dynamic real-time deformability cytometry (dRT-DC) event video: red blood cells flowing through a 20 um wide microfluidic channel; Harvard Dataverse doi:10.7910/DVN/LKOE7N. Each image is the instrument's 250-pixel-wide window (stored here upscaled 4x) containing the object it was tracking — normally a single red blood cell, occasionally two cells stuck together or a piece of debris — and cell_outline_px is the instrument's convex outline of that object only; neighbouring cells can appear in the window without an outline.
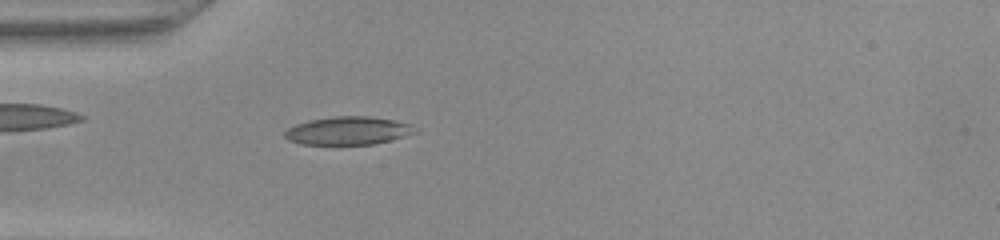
{"species": "common noctule bat (a hibernating species)", "species_latin": "Nyctalus noctula", "temperature_condition": "warm", "stored_images_in_passage": 49, "camera_frame_rate_fps": 3000, "um_per_image_px": 0.085, "animal": {"sex": "female", "body_mass_g": 22.0, "forearm_length_mm": 56.7}, "frame": {"image": 1, "passage_image": 15, "time_ms": 4.667, "image_size_px": [1000, 240], "cell_outline_px": [[416, 132], [404, 136], [372, 144], [300, 144], [288, 140], [284, 136], [284, 132], [288, 128], [296, 124], [308, 120], [332, 116], [368, 116], [392, 120], [408, 124]], "centroid_in_image_um": [29.49, 11.1], "position_along_channel_um": 55.5, "area_um2": 20.98}}
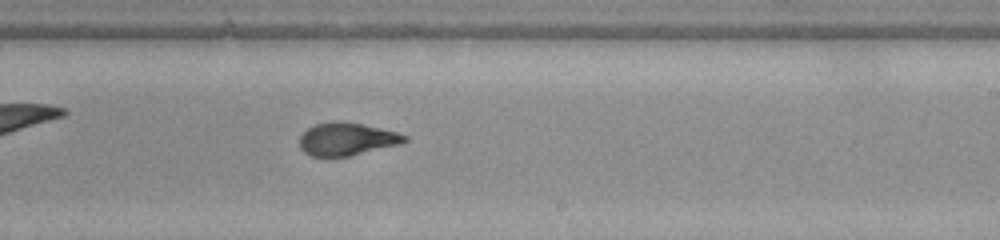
{"frame": {"image": 2, "passage_image": 30, "time_ms": 9.667, "image_size_px": [1000, 240], "cell_outline_px": [[408, 140], [400, 144], [348, 156], [312, 156], [304, 152], [300, 148], [300, 136], [308, 128], [316, 124], [332, 120], [340, 120], [364, 124], [396, 132], [408, 136]], "centroid_in_image_um": [29.47, 11.8], "position_along_channel_um": 259.5, "area_um2": 20.06}}
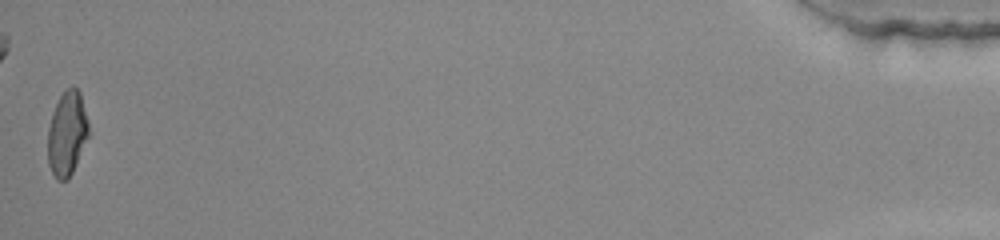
{"frame": {"image": 3, "passage_image": 49, "time_ms": 16.0, "image_size_px": [1000, 240], "cell_outline_px": [[88, 136], [76, 164], [68, 180], [56, 180], [48, 164], [48, 128], [52, 112], [60, 96], [68, 88], [76, 88], [80, 92], [88, 120]], "centroid_in_image_um": [5.69, 11.37], "position_along_channel_um": 429.5, "area_um2": 19.88}}